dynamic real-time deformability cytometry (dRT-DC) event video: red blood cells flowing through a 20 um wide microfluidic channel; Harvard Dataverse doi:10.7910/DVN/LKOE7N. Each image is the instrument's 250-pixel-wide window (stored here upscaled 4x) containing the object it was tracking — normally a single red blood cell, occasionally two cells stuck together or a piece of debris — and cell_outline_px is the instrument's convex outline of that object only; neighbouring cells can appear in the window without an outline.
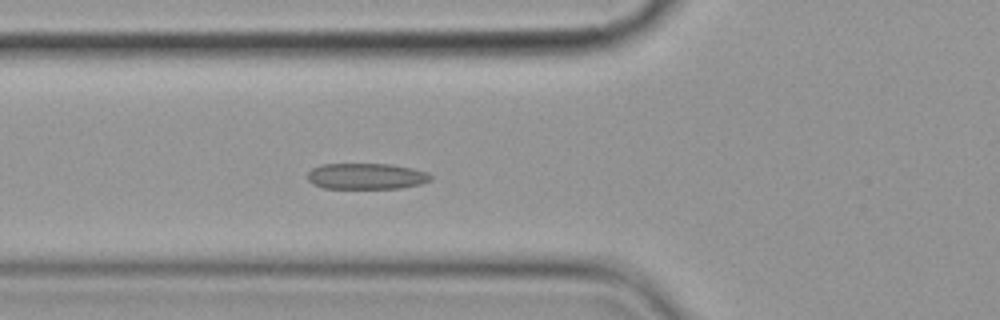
{"species": "common noctule bat (a hibernating species)", "species_latin": "Nyctalus noctula", "temperature_condition": "cold", "stored_images_in_passage": 7, "camera_frame_rate_fps": 3000, "um_per_image_px": 0.085, "animal": {"sex": "female", "body_mass_g": 19.9}, "frame": {"image": 1, "passage_image": 7, "time_ms": 7.0, "image_size_px": [1000, 320], "cell_outline_px": [[432, 180], [420, 184], [400, 188], [324, 188], [312, 184], [308, 180], [308, 172], [312, 168], [320, 164], [392, 164], [412, 168], [428, 172], [432, 176]], "centroid_in_image_um": [31.14, 14.97], "position_along_channel_um": 94.7, "area_um2": 18.79}}